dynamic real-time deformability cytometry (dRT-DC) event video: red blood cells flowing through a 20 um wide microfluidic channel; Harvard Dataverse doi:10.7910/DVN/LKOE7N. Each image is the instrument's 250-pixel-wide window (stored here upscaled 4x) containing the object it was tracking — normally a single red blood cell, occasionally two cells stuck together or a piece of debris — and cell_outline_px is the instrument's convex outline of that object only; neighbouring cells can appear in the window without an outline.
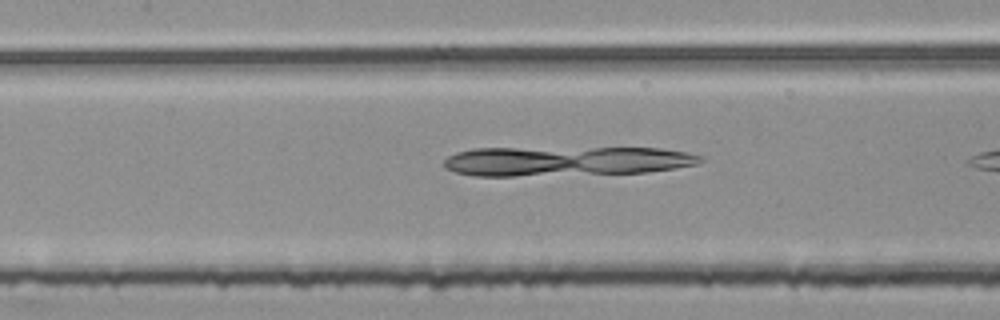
{"species": "common noctule bat (a hibernating species)", "species_latin": "Nyctalus noctula", "temperature_condition": "room temperature", "stored_images_in_passage": 17, "camera_frame_rate_fps": 3000, "um_per_image_px": 0.085, "animal": {"sex": "female", "body_mass_g": 25.1}, "frame": {"image": 1, "passage_image": 12, "time_ms": 3.667, "image_size_px": [1000, 320], "cell_outline_px": [[704, 160], [696, 164], [648, 172], [512, 176], [472, 176], [456, 172], [444, 168], [444, 160], [448, 156], [456, 152], [472, 148], [660, 148], [684, 152], [704, 156]], "centroid_in_image_um": [48.05, 13.69], "position_along_channel_um": 159.4, "area_um2": 44.22}}
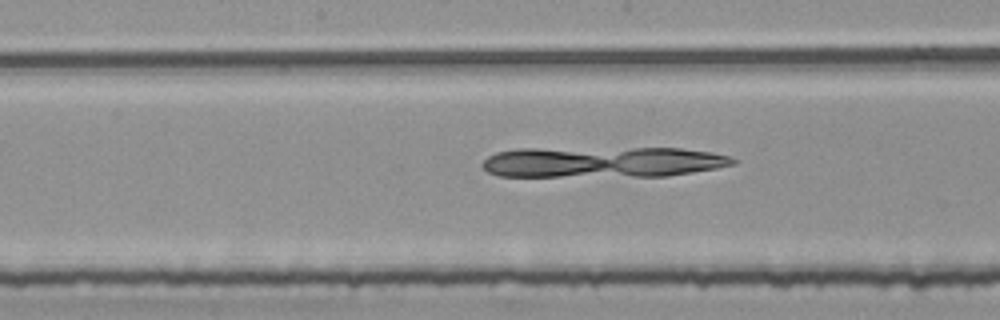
{"frame": {"image": 2, "passage_image": 15, "time_ms": 4.667, "image_size_px": [1000, 320], "cell_outline_px": [[740, 160], [736, 164], [716, 168], [668, 176], [500, 176], [488, 172], [480, 164], [488, 156], [496, 152], [516, 148], [680, 148], [712, 152], [732, 156]], "centroid_in_image_um": [51.25, 13.76], "position_along_channel_um": 196.9, "area_um2": 45.49}}